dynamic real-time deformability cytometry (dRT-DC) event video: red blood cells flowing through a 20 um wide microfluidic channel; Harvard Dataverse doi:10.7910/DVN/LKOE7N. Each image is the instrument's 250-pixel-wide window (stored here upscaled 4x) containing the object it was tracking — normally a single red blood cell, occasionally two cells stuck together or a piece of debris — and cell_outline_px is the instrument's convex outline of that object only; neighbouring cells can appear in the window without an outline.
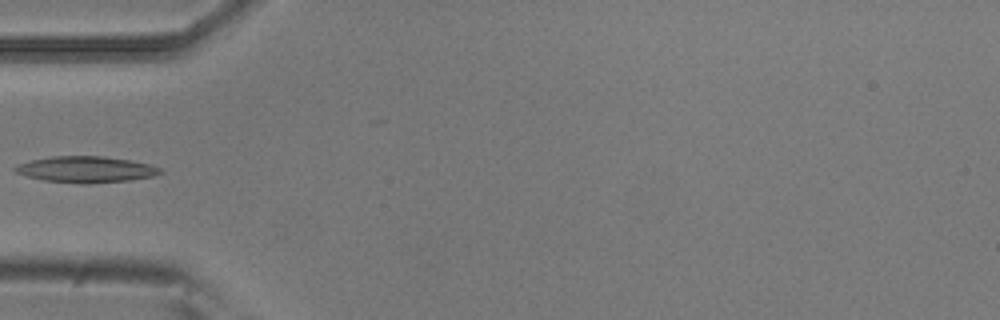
{"species": "common noctule bat (a hibernating species)", "species_latin": "Nyctalus noctula", "temperature_condition": "room temperature", "stored_images_in_passage": 4, "camera_frame_rate_fps": 3000, "um_per_image_px": 0.085, "animal": {"sex": "male", "body_mass_g": 20.5, "forearm_length_mm": 52.5}, "frame": {"image": 1, "passage_image": 4, "time_ms": 1.0, "image_size_px": [1000, 320], "cell_outline_px": [[164, 172], [152, 176], [128, 180], [88, 184], [80, 184], [44, 180], [28, 176], [16, 172], [12, 168], [20, 164], [32, 160], [52, 156], [104, 156], [152, 164], [160, 168]], "centroid_in_image_um": [7.33, 14.4], "position_along_channel_um": 77.7, "area_um2": 22.02}}